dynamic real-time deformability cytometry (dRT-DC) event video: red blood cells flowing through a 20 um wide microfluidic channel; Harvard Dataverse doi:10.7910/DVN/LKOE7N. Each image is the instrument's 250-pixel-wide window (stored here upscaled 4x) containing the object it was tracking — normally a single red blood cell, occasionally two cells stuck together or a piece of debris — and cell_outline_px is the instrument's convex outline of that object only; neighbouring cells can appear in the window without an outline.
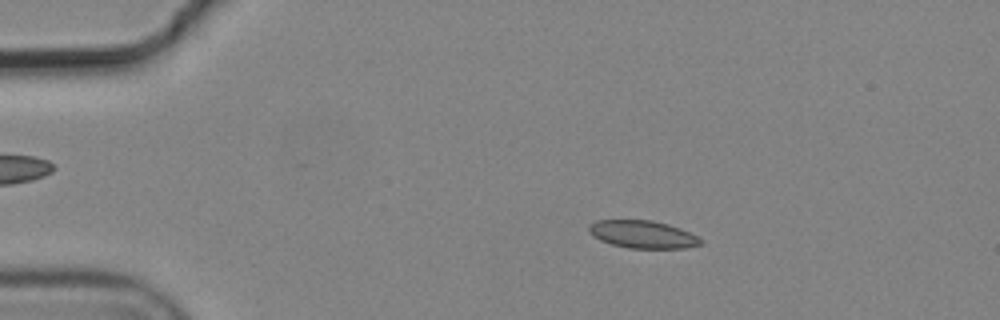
{"species": "common noctule bat (a hibernating species)", "species_latin": "Nyctalus noctula", "temperature_condition": "cold", "stored_images_in_passage": 6, "camera_frame_rate_fps": 3000, "um_per_image_px": 0.085, "animal": {"sex": "male", "body_mass_g": 19.2, "forearm_length_mm": 51.8}, "frame": {"image": 1, "passage_image": 3, "time_ms": 0.667, "image_size_px": [1000, 320], "cell_outline_px": [[704, 244], [684, 248], [628, 248], [612, 244], [600, 240], [592, 236], [588, 232], [588, 228], [596, 220], [652, 220], [668, 224], [680, 228], [704, 240]], "centroid_in_image_um": [54.64, 19.92], "position_along_channel_um": 30.4, "area_um2": 18.03}}
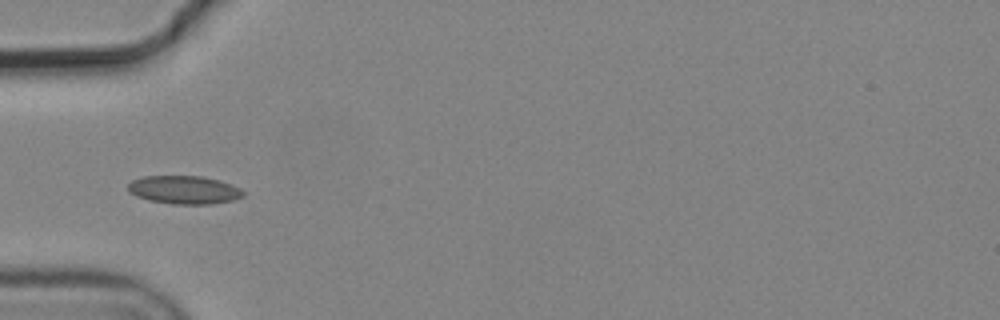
{"frame": {"image": 2, "passage_image": 5, "time_ms": 1.333, "image_size_px": [1000, 320], "cell_outline_px": [[244, 196], [232, 200], [212, 204], [172, 204], [148, 200], [136, 196], [128, 192], [128, 184], [132, 180], [144, 176], [200, 176], [220, 180], [240, 188], [244, 192]], "centroid_in_image_um": [15.64, 16.14], "position_along_channel_um": 69.4, "area_um2": 19.02}}
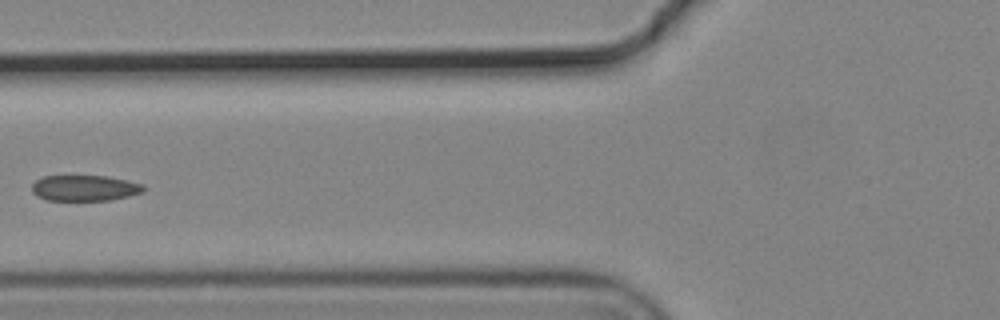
{"frame": {"image": 3, "passage_image": 6, "time_ms": 1.667, "image_size_px": [1000, 320], "cell_outline_px": [[144, 192], [128, 196], [108, 200], [44, 200], [36, 196], [32, 192], [32, 184], [36, 180], [44, 176], [108, 176], [128, 180], [144, 184]], "centroid_in_image_um": [7.19, 15.98], "position_along_channel_um": 118.6, "area_um2": 16.88}}